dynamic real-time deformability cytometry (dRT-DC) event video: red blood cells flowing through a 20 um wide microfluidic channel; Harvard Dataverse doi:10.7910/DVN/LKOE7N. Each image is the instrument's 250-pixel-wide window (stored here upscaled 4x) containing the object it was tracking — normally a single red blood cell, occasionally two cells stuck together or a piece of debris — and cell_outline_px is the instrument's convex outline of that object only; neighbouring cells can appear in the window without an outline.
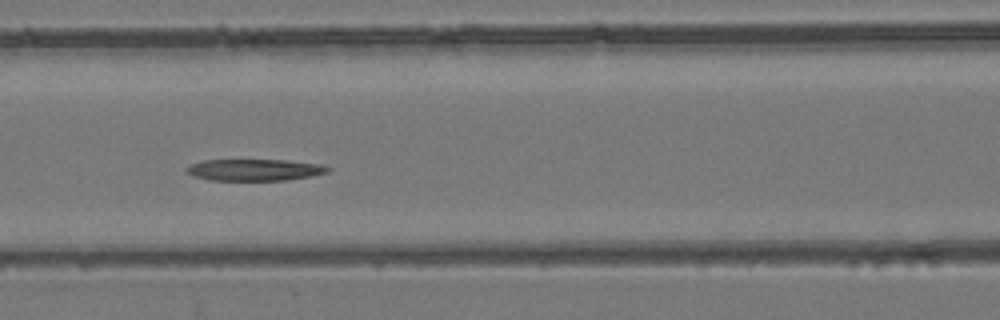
{"species": "common noctule bat (a hibernating species)", "species_latin": "Nyctalus noctula", "temperature_condition": "room temperature", "stored_images_in_passage": 40, "camera_frame_rate_fps": 3000, "um_per_image_px": 0.085, "animal": {"sex": "female", "body_mass_g": 24.6, "forearm_length_mm": 56.2}, "frame": {"image": 1, "passage_image": 9, "time_ms": 2.667, "image_size_px": [1000, 320], "cell_outline_px": [[332, 168], [328, 172], [308, 176], [284, 180], [212, 180], [192, 176], [184, 172], [184, 168], [192, 164], [204, 160], [284, 160], [320, 164]], "centroid_in_image_um": [21.58, 14.43], "position_along_channel_um": 145.0, "area_um2": 17.69}}
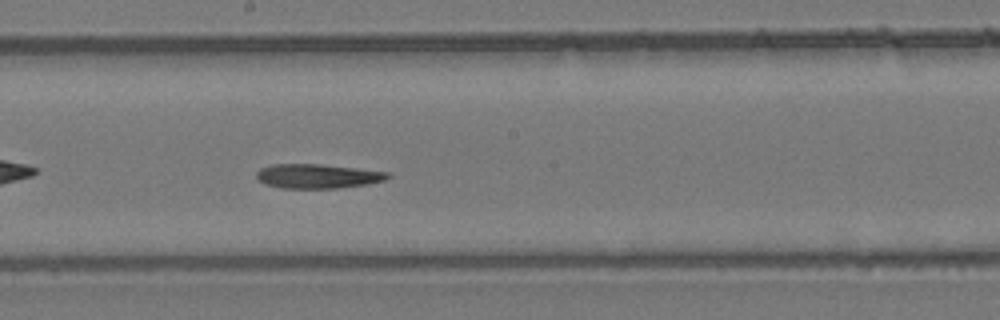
{"frame": {"image": 2, "passage_image": 15, "time_ms": 4.667, "image_size_px": [1000, 320], "cell_outline_px": [[392, 176], [384, 180], [368, 184], [336, 188], [280, 188], [264, 184], [256, 176], [256, 172], [260, 168], [272, 164], [320, 164], [356, 168], [388, 172]], "centroid_in_image_um": [26.98, 14.97], "position_along_channel_um": 221.2, "area_um2": 18.61}}
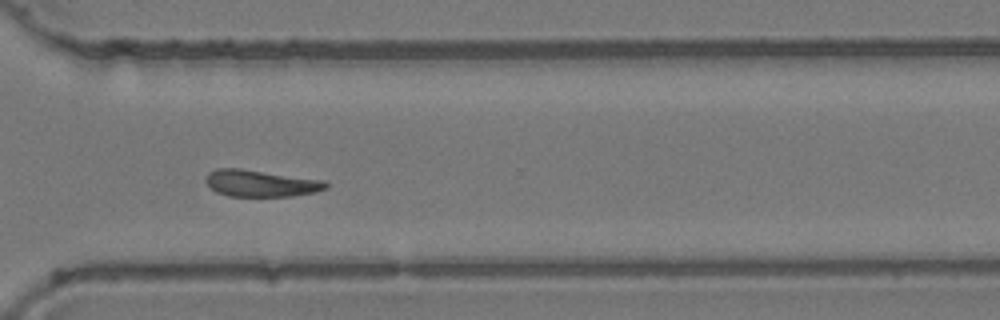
{"frame": {"image": 3, "passage_image": 25, "time_ms": 8.0, "image_size_px": [1000, 320], "cell_outline_px": [[328, 188], [316, 192], [292, 196], [228, 196], [216, 192], [204, 180], [204, 176], [208, 172], [216, 168], [240, 168], [324, 180], [328, 184]], "centroid_in_image_um": [22.14, 15.57], "position_along_channel_um": 348.5, "area_um2": 18.84}}